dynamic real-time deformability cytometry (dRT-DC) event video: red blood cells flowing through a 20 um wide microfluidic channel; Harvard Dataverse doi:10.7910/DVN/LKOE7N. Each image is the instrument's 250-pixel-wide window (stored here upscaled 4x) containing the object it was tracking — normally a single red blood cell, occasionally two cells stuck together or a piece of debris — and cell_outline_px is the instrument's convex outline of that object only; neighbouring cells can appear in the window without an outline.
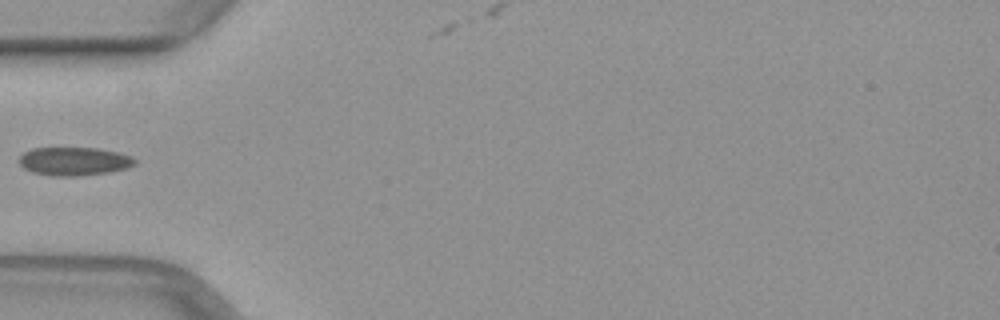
{"species": "common noctule bat (a hibernating species)", "species_latin": "Nyctalus noctula", "temperature_condition": "warm", "stored_images_in_passage": 34, "camera_frame_rate_fps": 3000, "um_per_image_px": 0.085, "animal": {"sex": "female", "body_mass_g": 29.2, "forearm_length_mm": 56.3}, "frame": {"image": 1, "passage_image": 1, "time_ms": 0.0, "image_size_px": [1000, 320], "cell_outline_px": [[136, 164], [128, 168], [108, 172], [76, 176], [52, 176], [32, 172], [24, 168], [20, 164], [20, 156], [24, 152], [32, 148], [100, 148], [132, 156], [136, 160]], "centroid_in_image_um": [6.31, 13.71], "position_along_channel_um": 78.7, "area_um2": 19.13}}
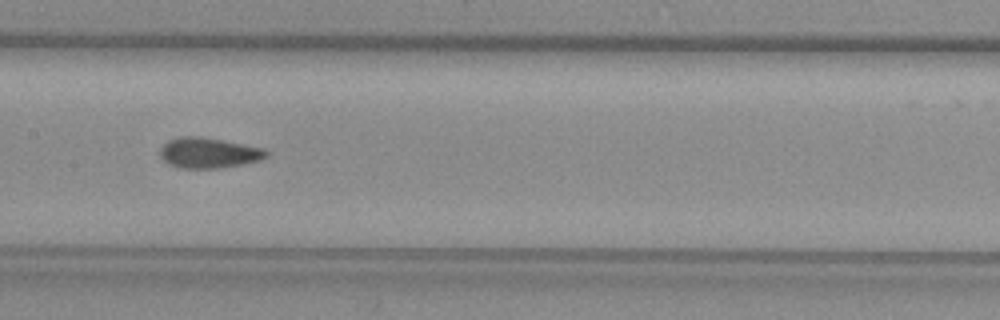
{"frame": {"image": 2, "passage_image": 9, "time_ms": 2.667, "image_size_px": [1000, 320], "cell_outline_px": [[268, 156], [260, 160], [240, 164], [216, 168], [180, 168], [168, 164], [160, 156], [160, 148], [168, 140], [180, 136], [196, 136], [220, 140], [264, 148], [268, 152]], "centroid_in_image_um": [17.7, 12.99], "position_along_channel_um": 189.7, "area_um2": 18.61}}
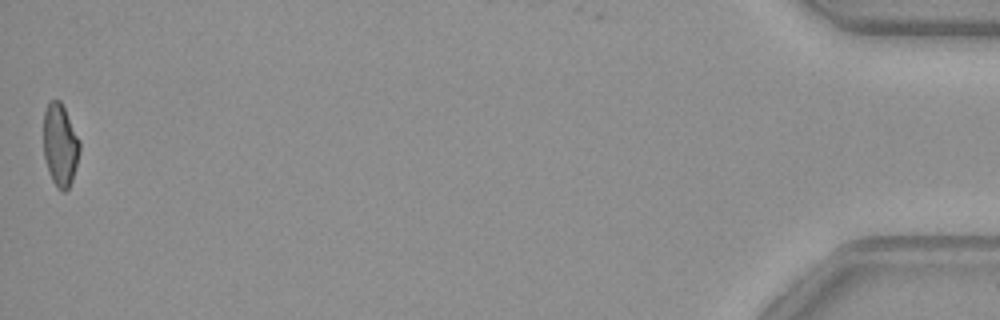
{"frame": {"image": 3, "passage_image": 34, "time_ms": 11.0, "image_size_px": [1000, 320], "cell_outline_px": [[80, 148], [72, 180], [68, 188], [64, 192], [56, 188], [52, 180], [44, 156], [44, 112], [48, 104], [52, 100], [60, 100], [80, 140]], "centroid_in_image_um": [5.11, 12.33], "position_along_channel_um": 430.1, "area_um2": 17.11}}